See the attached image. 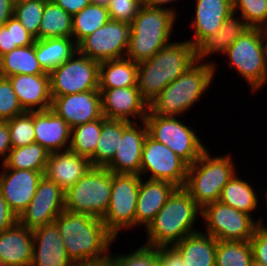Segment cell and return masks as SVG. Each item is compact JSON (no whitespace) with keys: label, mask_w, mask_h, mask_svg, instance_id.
<instances>
[{"label":"cell","mask_w":267,"mask_h":266,"mask_svg":"<svg viewBox=\"0 0 267 266\" xmlns=\"http://www.w3.org/2000/svg\"><path fill=\"white\" fill-rule=\"evenodd\" d=\"M114 256L118 266H155L157 263L154 250L142 245L134 252Z\"/></svg>","instance_id":"45"},{"label":"cell","mask_w":267,"mask_h":266,"mask_svg":"<svg viewBox=\"0 0 267 266\" xmlns=\"http://www.w3.org/2000/svg\"><path fill=\"white\" fill-rule=\"evenodd\" d=\"M142 6V0H110L107 10L110 19L131 24Z\"/></svg>","instance_id":"44"},{"label":"cell","mask_w":267,"mask_h":266,"mask_svg":"<svg viewBox=\"0 0 267 266\" xmlns=\"http://www.w3.org/2000/svg\"><path fill=\"white\" fill-rule=\"evenodd\" d=\"M14 5L11 0H0V26L5 25L13 16Z\"/></svg>","instance_id":"51"},{"label":"cell","mask_w":267,"mask_h":266,"mask_svg":"<svg viewBox=\"0 0 267 266\" xmlns=\"http://www.w3.org/2000/svg\"><path fill=\"white\" fill-rule=\"evenodd\" d=\"M33 253V230L17 223L0 233L2 266H30Z\"/></svg>","instance_id":"27"},{"label":"cell","mask_w":267,"mask_h":266,"mask_svg":"<svg viewBox=\"0 0 267 266\" xmlns=\"http://www.w3.org/2000/svg\"><path fill=\"white\" fill-rule=\"evenodd\" d=\"M90 1L93 4H97L99 6H104V7H107L110 2V0H90Z\"/></svg>","instance_id":"55"},{"label":"cell","mask_w":267,"mask_h":266,"mask_svg":"<svg viewBox=\"0 0 267 266\" xmlns=\"http://www.w3.org/2000/svg\"><path fill=\"white\" fill-rule=\"evenodd\" d=\"M211 154L206 149L189 165L183 187L201 209L219 200L222 188L237 172L231 153L216 155L217 157Z\"/></svg>","instance_id":"6"},{"label":"cell","mask_w":267,"mask_h":266,"mask_svg":"<svg viewBox=\"0 0 267 266\" xmlns=\"http://www.w3.org/2000/svg\"><path fill=\"white\" fill-rule=\"evenodd\" d=\"M250 266H267L266 264L257 262L256 260H252Z\"/></svg>","instance_id":"56"},{"label":"cell","mask_w":267,"mask_h":266,"mask_svg":"<svg viewBox=\"0 0 267 266\" xmlns=\"http://www.w3.org/2000/svg\"><path fill=\"white\" fill-rule=\"evenodd\" d=\"M72 38V16L52 0L45 3L38 39Z\"/></svg>","instance_id":"34"},{"label":"cell","mask_w":267,"mask_h":266,"mask_svg":"<svg viewBox=\"0 0 267 266\" xmlns=\"http://www.w3.org/2000/svg\"><path fill=\"white\" fill-rule=\"evenodd\" d=\"M252 260L249 241H218L215 266H250Z\"/></svg>","instance_id":"38"},{"label":"cell","mask_w":267,"mask_h":266,"mask_svg":"<svg viewBox=\"0 0 267 266\" xmlns=\"http://www.w3.org/2000/svg\"><path fill=\"white\" fill-rule=\"evenodd\" d=\"M131 25L109 19L77 44V51L98 62L126 57Z\"/></svg>","instance_id":"13"},{"label":"cell","mask_w":267,"mask_h":266,"mask_svg":"<svg viewBox=\"0 0 267 266\" xmlns=\"http://www.w3.org/2000/svg\"><path fill=\"white\" fill-rule=\"evenodd\" d=\"M217 243L215 238L200 230L173 247L181 254L185 266H215Z\"/></svg>","instance_id":"28"},{"label":"cell","mask_w":267,"mask_h":266,"mask_svg":"<svg viewBox=\"0 0 267 266\" xmlns=\"http://www.w3.org/2000/svg\"><path fill=\"white\" fill-rule=\"evenodd\" d=\"M30 266H75L65 250L55 222L33 229V253Z\"/></svg>","instance_id":"20"},{"label":"cell","mask_w":267,"mask_h":266,"mask_svg":"<svg viewBox=\"0 0 267 266\" xmlns=\"http://www.w3.org/2000/svg\"><path fill=\"white\" fill-rule=\"evenodd\" d=\"M68 257L76 265L104 259L117 239L107 230L102 219L64 210L54 220ZM110 252V253H109Z\"/></svg>","instance_id":"1"},{"label":"cell","mask_w":267,"mask_h":266,"mask_svg":"<svg viewBox=\"0 0 267 266\" xmlns=\"http://www.w3.org/2000/svg\"><path fill=\"white\" fill-rule=\"evenodd\" d=\"M98 90L101 93L102 114L106 119L141 122L146 118L149 103L142 97L137 85Z\"/></svg>","instance_id":"16"},{"label":"cell","mask_w":267,"mask_h":266,"mask_svg":"<svg viewBox=\"0 0 267 266\" xmlns=\"http://www.w3.org/2000/svg\"><path fill=\"white\" fill-rule=\"evenodd\" d=\"M198 217L201 218V208L183 187H178L144 230L147 241L142 246L154 249L175 245L200 231L194 226Z\"/></svg>","instance_id":"2"},{"label":"cell","mask_w":267,"mask_h":266,"mask_svg":"<svg viewBox=\"0 0 267 266\" xmlns=\"http://www.w3.org/2000/svg\"><path fill=\"white\" fill-rule=\"evenodd\" d=\"M233 12L251 28L267 25V0H232Z\"/></svg>","instance_id":"42"},{"label":"cell","mask_w":267,"mask_h":266,"mask_svg":"<svg viewBox=\"0 0 267 266\" xmlns=\"http://www.w3.org/2000/svg\"><path fill=\"white\" fill-rule=\"evenodd\" d=\"M229 68L248 84L251 93H257L267 84V57L259 28H249L227 49Z\"/></svg>","instance_id":"8"},{"label":"cell","mask_w":267,"mask_h":266,"mask_svg":"<svg viewBox=\"0 0 267 266\" xmlns=\"http://www.w3.org/2000/svg\"><path fill=\"white\" fill-rule=\"evenodd\" d=\"M153 250L157 260L155 266H185L181 254L173 246H162Z\"/></svg>","instance_id":"47"},{"label":"cell","mask_w":267,"mask_h":266,"mask_svg":"<svg viewBox=\"0 0 267 266\" xmlns=\"http://www.w3.org/2000/svg\"><path fill=\"white\" fill-rule=\"evenodd\" d=\"M55 4L61 7L69 15L73 16L88 6L90 0H52Z\"/></svg>","instance_id":"50"},{"label":"cell","mask_w":267,"mask_h":266,"mask_svg":"<svg viewBox=\"0 0 267 266\" xmlns=\"http://www.w3.org/2000/svg\"><path fill=\"white\" fill-rule=\"evenodd\" d=\"M128 122L112 161L105 167L114 174L140 175L143 146L148 134L145 121Z\"/></svg>","instance_id":"17"},{"label":"cell","mask_w":267,"mask_h":266,"mask_svg":"<svg viewBox=\"0 0 267 266\" xmlns=\"http://www.w3.org/2000/svg\"><path fill=\"white\" fill-rule=\"evenodd\" d=\"M12 149L10 131L7 121H0V159L1 166L5 165L9 151ZM2 157V158H1Z\"/></svg>","instance_id":"49"},{"label":"cell","mask_w":267,"mask_h":266,"mask_svg":"<svg viewBox=\"0 0 267 266\" xmlns=\"http://www.w3.org/2000/svg\"><path fill=\"white\" fill-rule=\"evenodd\" d=\"M141 176L137 174H114L109 206L102 218L107 230L117 239L121 230L136 227V206Z\"/></svg>","instance_id":"11"},{"label":"cell","mask_w":267,"mask_h":266,"mask_svg":"<svg viewBox=\"0 0 267 266\" xmlns=\"http://www.w3.org/2000/svg\"><path fill=\"white\" fill-rule=\"evenodd\" d=\"M34 133L36 143L50 153L69 150L71 127L52 109L34 111Z\"/></svg>","instance_id":"25"},{"label":"cell","mask_w":267,"mask_h":266,"mask_svg":"<svg viewBox=\"0 0 267 266\" xmlns=\"http://www.w3.org/2000/svg\"><path fill=\"white\" fill-rule=\"evenodd\" d=\"M12 148L23 147L35 143L34 111L7 120Z\"/></svg>","instance_id":"41"},{"label":"cell","mask_w":267,"mask_h":266,"mask_svg":"<svg viewBox=\"0 0 267 266\" xmlns=\"http://www.w3.org/2000/svg\"><path fill=\"white\" fill-rule=\"evenodd\" d=\"M103 116L95 121L71 128L69 150L90 159L96 151L101 136Z\"/></svg>","instance_id":"37"},{"label":"cell","mask_w":267,"mask_h":266,"mask_svg":"<svg viewBox=\"0 0 267 266\" xmlns=\"http://www.w3.org/2000/svg\"><path fill=\"white\" fill-rule=\"evenodd\" d=\"M176 1H179V0H142V4L146 6H150V7L167 8V9L174 11L178 15V12H176L175 8L168 7L170 4L172 5L174 4L172 2H176ZM165 5H167V7Z\"/></svg>","instance_id":"53"},{"label":"cell","mask_w":267,"mask_h":266,"mask_svg":"<svg viewBox=\"0 0 267 266\" xmlns=\"http://www.w3.org/2000/svg\"><path fill=\"white\" fill-rule=\"evenodd\" d=\"M26 112L7 77L0 76V121H7Z\"/></svg>","instance_id":"43"},{"label":"cell","mask_w":267,"mask_h":266,"mask_svg":"<svg viewBox=\"0 0 267 266\" xmlns=\"http://www.w3.org/2000/svg\"><path fill=\"white\" fill-rule=\"evenodd\" d=\"M19 74H49L38 62L34 44L17 47L0 57V76L10 77Z\"/></svg>","instance_id":"32"},{"label":"cell","mask_w":267,"mask_h":266,"mask_svg":"<svg viewBox=\"0 0 267 266\" xmlns=\"http://www.w3.org/2000/svg\"><path fill=\"white\" fill-rule=\"evenodd\" d=\"M113 172L105 167H91L64 193L65 210L102 219L107 212Z\"/></svg>","instance_id":"7"},{"label":"cell","mask_w":267,"mask_h":266,"mask_svg":"<svg viewBox=\"0 0 267 266\" xmlns=\"http://www.w3.org/2000/svg\"><path fill=\"white\" fill-rule=\"evenodd\" d=\"M197 62L196 47L188 39L171 41L153 57L138 63L137 86L150 104L177 77Z\"/></svg>","instance_id":"3"},{"label":"cell","mask_w":267,"mask_h":266,"mask_svg":"<svg viewBox=\"0 0 267 266\" xmlns=\"http://www.w3.org/2000/svg\"><path fill=\"white\" fill-rule=\"evenodd\" d=\"M100 62L76 51L49 73L51 96H65L99 88Z\"/></svg>","instance_id":"12"},{"label":"cell","mask_w":267,"mask_h":266,"mask_svg":"<svg viewBox=\"0 0 267 266\" xmlns=\"http://www.w3.org/2000/svg\"><path fill=\"white\" fill-rule=\"evenodd\" d=\"M178 16L167 8L143 5L130 24L126 57L139 63L150 59L161 48L170 44L171 33Z\"/></svg>","instance_id":"5"},{"label":"cell","mask_w":267,"mask_h":266,"mask_svg":"<svg viewBox=\"0 0 267 266\" xmlns=\"http://www.w3.org/2000/svg\"><path fill=\"white\" fill-rule=\"evenodd\" d=\"M110 19L107 7L90 3L72 16V38L76 44Z\"/></svg>","instance_id":"36"},{"label":"cell","mask_w":267,"mask_h":266,"mask_svg":"<svg viewBox=\"0 0 267 266\" xmlns=\"http://www.w3.org/2000/svg\"><path fill=\"white\" fill-rule=\"evenodd\" d=\"M64 193L55 182L43 175L33 199L18 217V223L33 230L54 222L65 210Z\"/></svg>","instance_id":"15"},{"label":"cell","mask_w":267,"mask_h":266,"mask_svg":"<svg viewBox=\"0 0 267 266\" xmlns=\"http://www.w3.org/2000/svg\"><path fill=\"white\" fill-rule=\"evenodd\" d=\"M259 30H260V35H261V39L263 42L264 51L267 57V25L260 27Z\"/></svg>","instance_id":"54"},{"label":"cell","mask_w":267,"mask_h":266,"mask_svg":"<svg viewBox=\"0 0 267 266\" xmlns=\"http://www.w3.org/2000/svg\"><path fill=\"white\" fill-rule=\"evenodd\" d=\"M0 194L19 217L33 199L43 173L0 166Z\"/></svg>","instance_id":"18"},{"label":"cell","mask_w":267,"mask_h":266,"mask_svg":"<svg viewBox=\"0 0 267 266\" xmlns=\"http://www.w3.org/2000/svg\"><path fill=\"white\" fill-rule=\"evenodd\" d=\"M27 1H30V0H11L13 5H17V4H20V3H23V2H27Z\"/></svg>","instance_id":"57"},{"label":"cell","mask_w":267,"mask_h":266,"mask_svg":"<svg viewBox=\"0 0 267 266\" xmlns=\"http://www.w3.org/2000/svg\"><path fill=\"white\" fill-rule=\"evenodd\" d=\"M201 219L204 221L205 231L217 241H250L255 229L264 224L259 216L255 220L249 214L240 212L219 201L207 204L201 209Z\"/></svg>","instance_id":"10"},{"label":"cell","mask_w":267,"mask_h":266,"mask_svg":"<svg viewBox=\"0 0 267 266\" xmlns=\"http://www.w3.org/2000/svg\"><path fill=\"white\" fill-rule=\"evenodd\" d=\"M177 188L168 181L141 177L135 212L136 227L146 229Z\"/></svg>","instance_id":"24"},{"label":"cell","mask_w":267,"mask_h":266,"mask_svg":"<svg viewBox=\"0 0 267 266\" xmlns=\"http://www.w3.org/2000/svg\"><path fill=\"white\" fill-rule=\"evenodd\" d=\"M238 16L239 15L234 12L231 13L215 34L207 36L196 46L197 61L215 66V75L218 65L213 59L208 61L207 57L209 58L214 54H222L224 56L232 43L250 28L245 21Z\"/></svg>","instance_id":"26"},{"label":"cell","mask_w":267,"mask_h":266,"mask_svg":"<svg viewBox=\"0 0 267 266\" xmlns=\"http://www.w3.org/2000/svg\"><path fill=\"white\" fill-rule=\"evenodd\" d=\"M144 121L148 135L167 145L188 165H192L207 149L197 131L184 124L179 116H160L148 111Z\"/></svg>","instance_id":"9"},{"label":"cell","mask_w":267,"mask_h":266,"mask_svg":"<svg viewBox=\"0 0 267 266\" xmlns=\"http://www.w3.org/2000/svg\"><path fill=\"white\" fill-rule=\"evenodd\" d=\"M18 223V217L11 210L6 200L0 194V233Z\"/></svg>","instance_id":"48"},{"label":"cell","mask_w":267,"mask_h":266,"mask_svg":"<svg viewBox=\"0 0 267 266\" xmlns=\"http://www.w3.org/2000/svg\"><path fill=\"white\" fill-rule=\"evenodd\" d=\"M138 63L127 57L100 62L99 88L112 89L137 85Z\"/></svg>","instance_id":"29"},{"label":"cell","mask_w":267,"mask_h":266,"mask_svg":"<svg viewBox=\"0 0 267 266\" xmlns=\"http://www.w3.org/2000/svg\"><path fill=\"white\" fill-rule=\"evenodd\" d=\"M51 109L71 128L92 122L103 116L101 93L99 90H89L52 97Z\"/></svg>","instance_id":"19"},{"label":"cell","mask_w":267,"mask_h":266,"mask_svg":"<svg viewBox=\"0 0 267 266\" xmlns=\"http://www.w3.org/2000/svg\"><path fill=\"white\" fill-rule=\"evenodd\" d=\"M264 200L266 199V202L265 203H267V189H266V191H265V195H264ZM267 205V204H266Z\"/></svg>","instance_id":"58"},{"label":"cell","mask_w":267,"mask_h":266,"mask_svg":"<svg viewBox=\"0 0 267 266\" xmlns=\"http://www.w3.org/2000/svg\"><path fill=\"white\" fill-rule=\"evenodd\" d=\"M7 78L25 111L51 109L52 96L49 74H19Z\"/></svg>","instance_id":"21"},{"label":"cell","mask_w":267,"mask_h":266,"mask_svg":"<svg viewBox=\"0 0 267 266\" xmlns=\"http://www.w3.org/2000/svg\"><path fill=\"white\" fill-rule=\"evenodd\" d=\"M238 174L236 172L222 188L218 201L252 217V213L260 206L261 201L255 188L252 187L253 184L250 185V182L242 179Z\"/></svg>","instance_id":"30"},{"label":"cell","mask_w":267,"mask_h":266,"mask_svg":"<svg viewBox=\"0 0 267 266\" xmlns=\"http://www.w3.org/2000/svg\"><path fill=\"white\" fill-rule=\"evenodd\" d=\"M47 1L48 0H30L14 5L13 16L21 22L35 40H38L43 10Z\"/></svg>","instance_id":"40"},{"label":"cell","mask_w":267,"mask_h":266,"mask_svg":"<svg viewBox=\"0 0 267 266\" xmlns=\"http://www.w3.org/2000/svg\"><path fill=\"white\" fill-rule=\"evenodd\" d=\"M92 167L90 159L71 150L52 152L48 157L44 176L66 191Z\"/></svg>","instance_id":"23"},{"label":"cell","mask_w":267,"mask_h":266,"mask_svg":"<svg viewBox=\"0 0 267 266\" xmlns=\"http://www.w3.org/2000/svg\"><path fill=\"white\" fill-rule=\"evenodd\" d=\"M253 259L267 265V226L260 224L250 239Z\"/></svg>","instance_id":"46"},{"label":"cell","mask_w":267,"mask_h":266,"mask_svg":"<svg viewBox=\"0 0 267 266\" xmlns=\"http://www.w3.org/2000/svg\"><path fill=\"white\" fill-rule=\"evenodd\" d=\"M125 120L106 119L103 116L101 136L95 154L90 158L92 167H106L113 159L122 138Z\"/></svg>","instance_id":"33"},{"label":"cell","mask_w":267,"mask_h":266,"mask_svg":"<svg viewBox=\"0 0 267 266\" xmlns=\"http://www.w3.org/2000/svg\"><path fill=\"white\" fill-rule=\"evenodd\" d=\"M195 15L190 23L193 35L188 40L196 47L207 36L215 34L233 13L232 0H195Z\"/></svg>","instance_id":"22"},{"label":"cell","mask_w":267,"mask_h":266,"mask_svg":"<svg viewBox=\"0 0 267 266\" xmlns=\"http://www.w3.org/2000/svg\"><path fill=\"white\" fill-rule=\"evenodd\" d=\"M189 165L167 145L148 134L145 138L140 176L148 179L168 181L177 187H184Z\"/></svg>","instance_id":"14"},{"label":"cell","mask_w":267,"mask_h":266,"mask_svg":"<svg viewBox=\"0 0 267 266\" xmlns=\"http://www.w3.org/2000/svg\"><path fill=\"white\" fill-rule=\"evenodd\" d=\"M112 254L113 253L111 252L110 255L101 260L87 261L85 263L76 264L75 266H118L116 257Z\"/></svg>","instance_id":"52"},{"label":"cell","mask_w":267,"mask_h":266,"mask_svg":"<svg viewBox=\"0 0 267 266\" xmlns=\"http://www.w3.org/2000/svg\"><path fill=\"white\" fill-rule=\"evenodd\" d=\"M215 66L197 61L168 84L149 104V111L160 116L185 117L187 111L210 89Z\"/></svg>","instance_id":"4"},{"label":"cell","mask_w":267,"mask_h":266,"mask_svg":"<svg viewBox=\"0 0 267 266\" xmlns=\"http://www.w3.org/2000/svg\"><path fill=\"white\" fill-rule=\"evenodd\" d=\"M35 38L25 29L21 22L12 16L0 26V57L17 47L34 44Z\"/></svg>","instance_id":"39"},{"label":"cell","mask_w":267,"mask_h":266,"mask_svg":"<svg viewBox=\"0 0 267 266\" xmlns=\"http://www.w3.org/2000/svg\"><path fill=\"white\" fill-rule=\"evenodd\" d=\"M34 45L37 60L46 73L67 61L77 51L73 38L38 39Z\"/></svg>","instance_id":"31"},{"label":"cell","mask_w":267,"mask_h":266,"mask_svg":"<svg viewBox=\"0 0 267 266\" xmlns=\"http://www.w3.org/2000/svg\"><path fill=\"white\" fill-rule=\"evenodd\" d=\"M50 152L39 143L12 148L5 166L9 169L33 170L44 174Z\"/></svg>","instance_id":"35"}]
</instances>
